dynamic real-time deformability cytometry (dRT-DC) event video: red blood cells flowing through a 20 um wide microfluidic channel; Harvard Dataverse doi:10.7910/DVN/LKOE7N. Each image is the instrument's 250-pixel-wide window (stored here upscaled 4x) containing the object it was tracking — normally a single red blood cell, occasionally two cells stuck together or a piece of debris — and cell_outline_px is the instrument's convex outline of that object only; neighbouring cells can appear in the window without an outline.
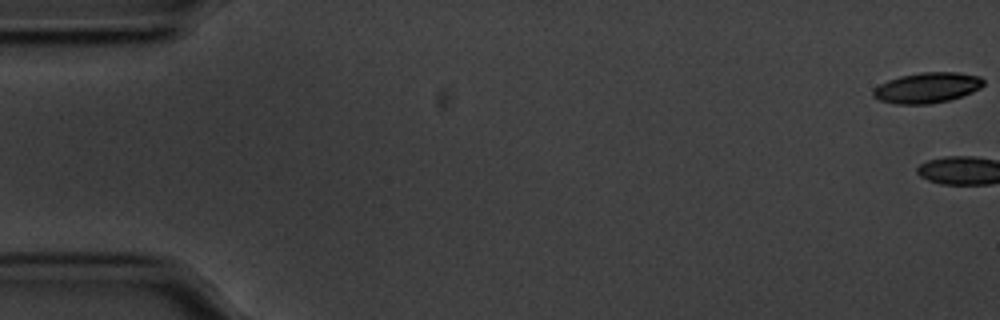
{"species": "common noctule bat (a hibernating species)", "species_latin": "Nyctalus noctula", "temperature_condition": "cold", "stored_images_in_passage": 3, "camera_frame_rate_fps": 3000, "um_per_image_px": 0.085, "animal": {"sex": "male", "body_mass_g": 20.1, "forearm_length_mm": 53.5}, "frame": {"image": 1, "passage_image": 1, "time_ms": 0.0, "image_size_px": [1000, 320], "cell_outline_px": [[984, 84], [980, 88], [972, 92], [948, 100], [928, 104], [896, 104], [880, 100], [872, 96], [872, 88], [888, 80], [900, 76], [920, 72], [960, 72], [980, 76], [984, 80]], "centroid_in_image_um": [78.79, 7.44], "position_along_channel_um": 6.2, "area_um2": 19.65}}